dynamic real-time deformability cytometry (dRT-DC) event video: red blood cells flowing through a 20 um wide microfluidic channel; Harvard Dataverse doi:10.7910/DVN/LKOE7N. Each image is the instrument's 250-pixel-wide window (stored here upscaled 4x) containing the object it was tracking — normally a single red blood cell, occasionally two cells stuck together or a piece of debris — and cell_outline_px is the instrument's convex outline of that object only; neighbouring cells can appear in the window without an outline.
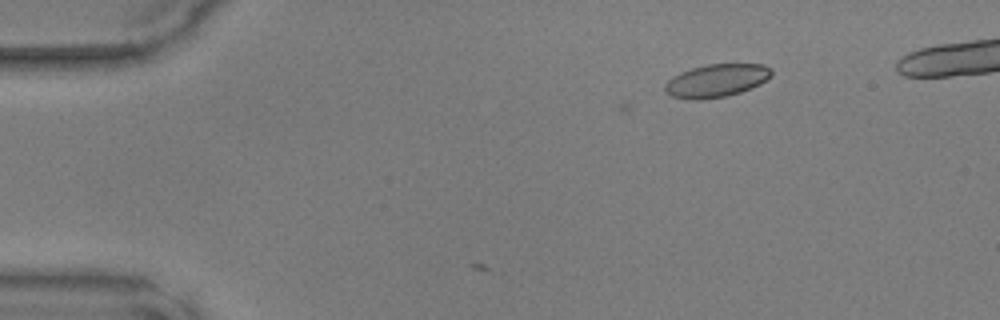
{"species": "common noctule bat (a hibernating species)", "species_latin": "Nyctalus noctula", "temperature_condition": "warm", "stored_images_in_passage": 8, "camera_frame_rate_fps": 3000, "um_per_image_px": 0.085, "animal": {"sex": "male", "body_mass_g": 17.9, "forearm_length_mm": 54.2}, "frame": {"image": 1, "passage_image": 8, "time_ms": 2.333, "image_size_px": [1000, 320], "cell_outline_px": [[772, 76], [760, 84], [740, 92], [728, 96], [700, 100], [688, 100], [672, 96], [664, 92], [664, 84], [672, 76], [692, 68], [708, 64], [764, 64], [772, 72]], "centroid_in_image_um": [60.86, 6.87], "position_along_channel_um": 24.1, "area_um2": 20.58}}